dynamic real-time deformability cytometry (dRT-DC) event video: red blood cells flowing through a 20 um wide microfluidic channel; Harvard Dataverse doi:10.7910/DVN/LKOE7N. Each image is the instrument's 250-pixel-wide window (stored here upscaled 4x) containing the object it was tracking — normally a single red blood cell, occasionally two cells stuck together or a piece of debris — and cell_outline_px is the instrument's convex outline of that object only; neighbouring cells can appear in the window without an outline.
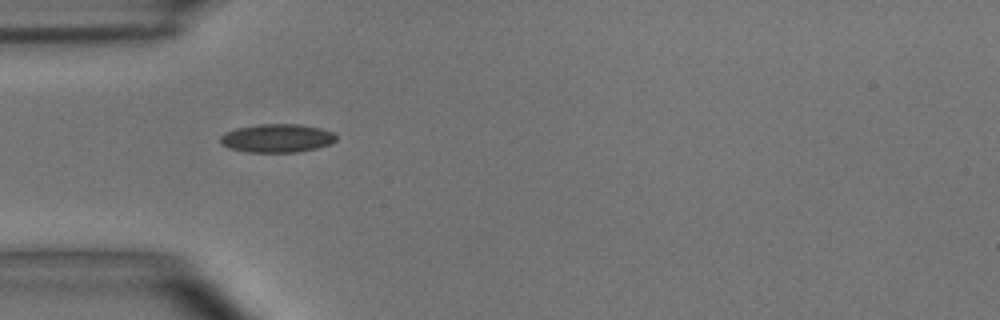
{"species": "common noctule bat (a hibernating species)", "species_latin": "Nyctalus noctula", "temperature_condition": "room temperature", "stored_images_in_passage": 6, "camera_frame_rate_fps": 3000, "um_per_image_px": 0.085, "animal": {"sex": "male", "body_mass_g": 15.6}, "frame": {"image": 1, "passage_image": 1, "time_ms": 0.0, "image_size_px": [1000, 320], "cell_outline_px": [[336, 140], [332, 144], [316, 148], [296, 152], [248, 152], [228, 148], [220, 144], [220, 136], [224, 132], [236, 128], [260, 124], [300, 124], [320, 128], [332, 132], [336, 136]], "centroid_in_image_um": [23.52, 11.74], "position_along_channel_um": 61.5, "area_um2": 19.31}}
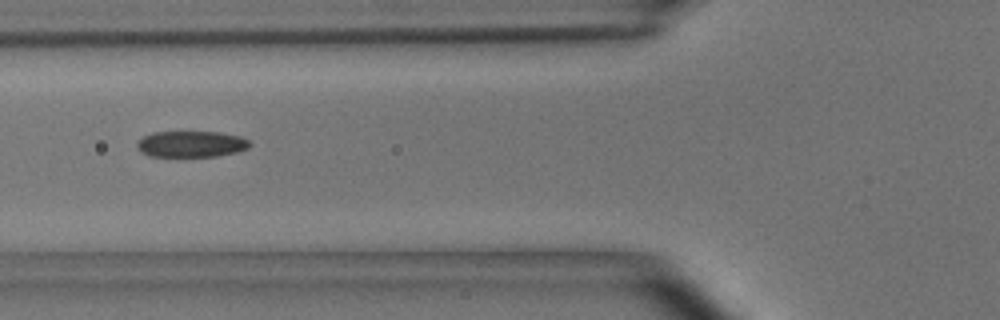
{"frame": {"image": 2, "passage_image": 2, "time_ms": 0.333, "image_size_px": [1000, 320], "cell_outline_px": [[252, 144], [248, 148], [236, 152], [216, 156], [148, 156], [140, 152], [136, 148], [136, 144], [144, 136], [152, 132], [220, 132], [240, 136], [248, 140]], "centroid_in_image_um": [16.24, 12.24], "position_along_channel_um": 109.6, "area_um2": 17.22}}